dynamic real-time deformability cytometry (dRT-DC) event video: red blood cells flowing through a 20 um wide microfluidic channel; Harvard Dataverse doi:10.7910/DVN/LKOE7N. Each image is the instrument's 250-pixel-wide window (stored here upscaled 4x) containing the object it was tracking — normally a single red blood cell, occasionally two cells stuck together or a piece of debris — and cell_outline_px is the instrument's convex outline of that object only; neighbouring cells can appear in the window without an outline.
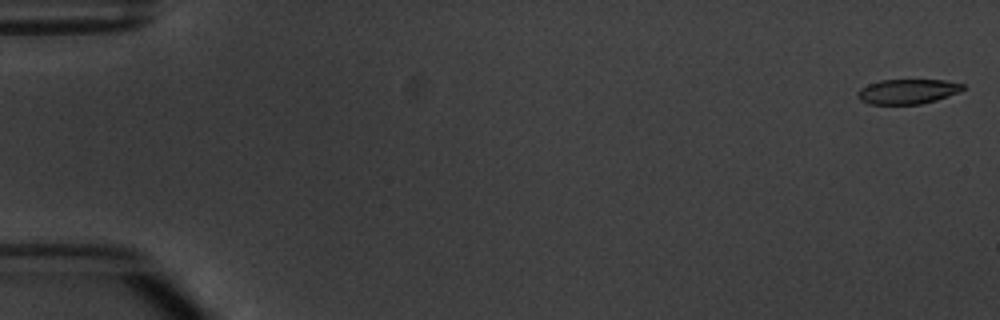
{"species": "common noctule bat (a hibernating species)", "species_latin": "Nyctalus noctula", "temperature_condition": "warm", "stored_images_in_passage": 5, "camera_frame_rate_fps": 3000, "um_per_image_px": 0.085, "animal": {"sex": "male", "body_mass_g": 20.1, "forearm_length_mm": 53.5}, "frame": {"image": 1, "passage_image": 1, "time_ms": 0.0, "image_size_px": [1000, 320], "cell_outline_px": [[964, 88], [960, 92], [936, 100], [920, 104], [868, 104], [860, 100], [856, 96], [856, 92], [860, 88], [868, 84], [880, 80], [944, 80], [964, 84]], "centroid_in_image_um": [77.11, 7.78], "position_along_channel_um": 7.9, "area_um2": 15.32}}
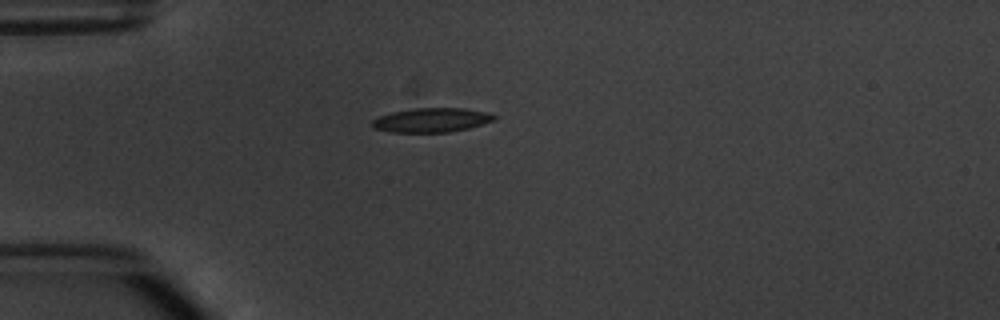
{"frame": {"image": 2, "passage_image": 5, "time_ms": 4.667, "image_size_px": [1000, 320], "cell_outline_px": [[496, 120], [468, 128], [448, 132], [392, 132], [372, 128], [372, 120], [380, 116], [392, 112], [416, 108], [464, 108], [488, 112], [496, 116]], "centroid_in_image_um": [36.7, 10.2], "position_along_channel_um": 48.3, "area_um2": 17.17}}